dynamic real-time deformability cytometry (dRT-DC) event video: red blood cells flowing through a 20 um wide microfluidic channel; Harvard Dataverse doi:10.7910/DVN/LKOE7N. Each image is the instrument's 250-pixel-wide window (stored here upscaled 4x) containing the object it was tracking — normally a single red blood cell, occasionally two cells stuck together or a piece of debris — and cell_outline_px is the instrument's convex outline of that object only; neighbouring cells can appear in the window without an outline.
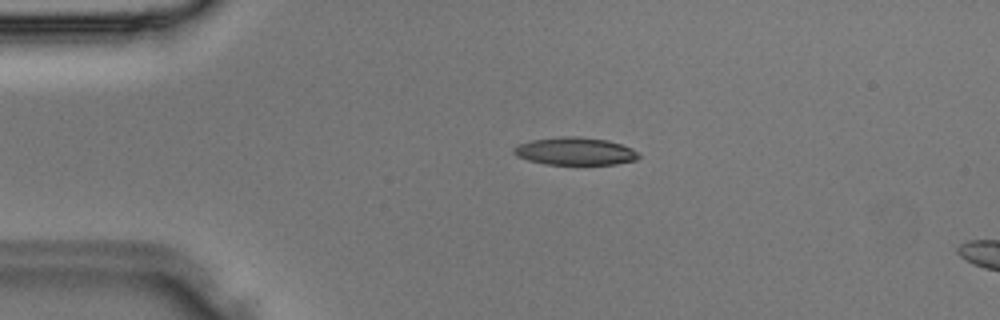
{"species": "Egyptian fruit bat (a non-hibernating species)", "species_latin": "Rousettus aegyptiacus", "temperature_condition": "room temperature", "stored_images_in_passage": 32, "camera_frame_rate_fps": 3000, "um_per_image_px": 0.085, "animal": {"sex": "male"}, "frame": {"image": 1, "passage_image": 4, "time_ms": 1.0, "image_size_px": [1000, 320], "cell_outline_px": [[640, 156], [636, 160], [616, 164], [544, 164], [528, 160], [516, 156], [512, 152], [512, 148], [516, 144], [532, 140], [564, 136], [580, 136], [608, 140], [632, 148]], "centroid_in_image_um": [48.84, 12.85], "position_along_channel_um": 36.2, "area_um2": 20.23}}
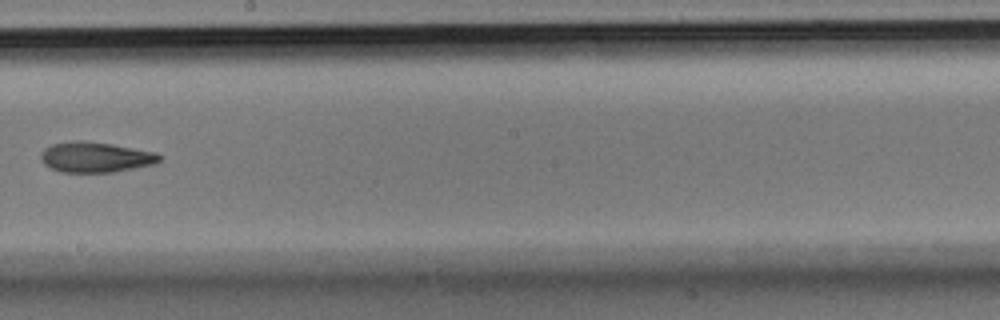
{"frame": {"image": 2, "passage_image": 17, "time_ms": 5.333, "image_size_px": [1000, 320], "cell_outline_px": [[164, 156], [156, 164], [112, 172], [60, 172], [44, 164], [40, 160], [40, 152], [44, 148], [52, 144], [72, 140], [80, 140], [112, 144], [156, 152]], "centroid_in_image_um": [8.12, 13.35], "position_along_channel_um": 240.1, "area_um2": 21.21}}
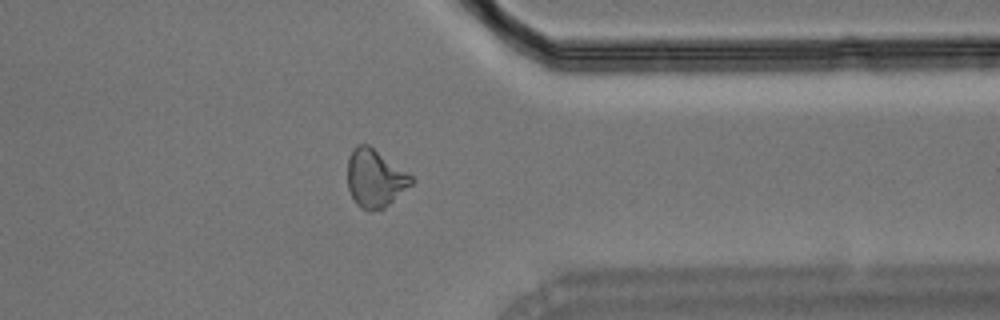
{"frame": {"image": 3, "passage_image": 25, "time_ms": 8.0, "image_size_px": [1000, 320], "cell_outline_px": [[416, 180], [412, 184], [384, 208], [372, 212], [368, 212], [360, 208], [356, 204], [348, 188], [348, 156], [352, 148], [356, 144], [368, 144], [408, 172]], "centroid_in_image_um": [31.87, 15.16], "position_along_channel_um": 379.5, "area_um2": 21.73}}